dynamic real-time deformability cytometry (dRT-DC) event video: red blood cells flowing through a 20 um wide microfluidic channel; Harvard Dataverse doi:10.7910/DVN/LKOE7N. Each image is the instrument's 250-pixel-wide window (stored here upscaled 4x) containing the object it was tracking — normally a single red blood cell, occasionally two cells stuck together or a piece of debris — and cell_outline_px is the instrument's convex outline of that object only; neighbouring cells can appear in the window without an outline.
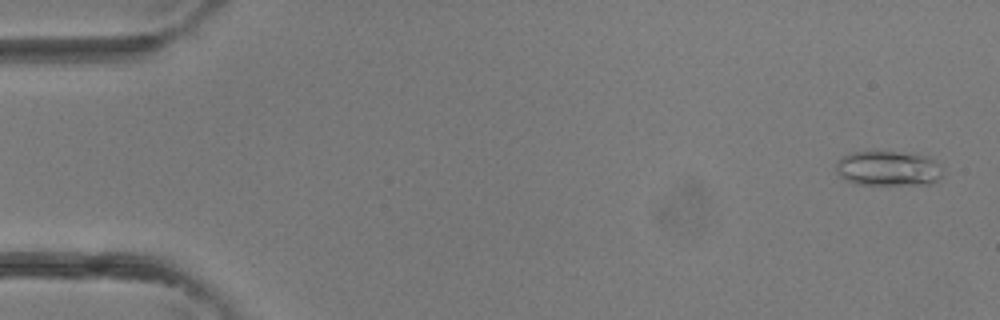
{"species": "common noctule bat (a hibernating species)", "species_latin": "Nyctalus noctula", "temperature_condition": "room temperature", "stored_images_in_passage": 3, "camera_frame_rate_fps": 3000, "um_per_image_px": 0.085, "animal": {"sex": "female"}, "frame": {"image": 1, "passage_image": 1, "time_ms": 0.0, "image_size_px": [1000, 320], "cell_outline_px": [[940, 176], [936, 180], [928, 184], [856, 184], [844, 180], [836, 172], [836, 164], [844, 156], [852, 152], [896, 152], [928, 156], [936, 164]], "centroid_in_image_um": [75.41, 14.32], "position_along_channel_um": 9.6, "area_um2": 21.1}}